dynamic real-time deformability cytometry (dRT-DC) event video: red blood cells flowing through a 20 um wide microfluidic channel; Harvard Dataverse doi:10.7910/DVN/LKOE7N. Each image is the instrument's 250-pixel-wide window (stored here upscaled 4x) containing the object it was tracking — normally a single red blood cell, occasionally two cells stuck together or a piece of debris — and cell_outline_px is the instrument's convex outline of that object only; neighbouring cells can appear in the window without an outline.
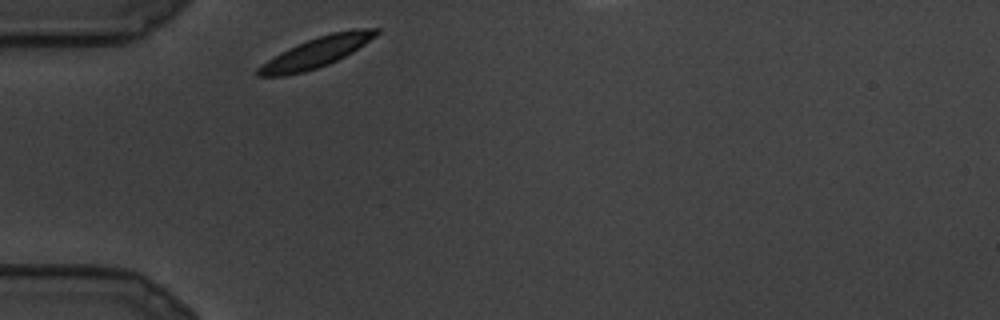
{"species": "common noctule bat (a hibernating species)", "species_latin": "Nyctalus noctula", "temperature_condition": "cold", "stored_images_in_passage": 13, "segment_of_instrument_passage": [1, 2], "camera_frame_rate_fps": 3000, "um_per_image_px": 0.085, "animal": {"sex": "male", "body_mass_g": 19.5, "forearm_length_mm": 54.6}, "frame": {"image": 1, "passage_image": 1, "time_ms": 0.0, "image_size_px": [1000, 320], "cell_outline_px": [[380, 32], [376, 36], [352, 52], [328, 64], [304, 72], [284, 76], [256, 76], [256, 68], [280, 52], [288, 48], [308, 40], [332, 32], [352, 28], [380, 28]], "centroid_in_image_um": [26.9, 4.44], "position_along_channel_um": 58.1, "area_um2": 20.63}}
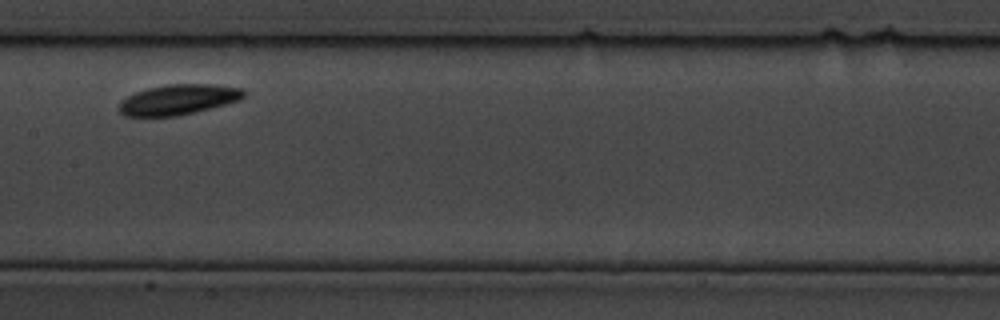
{"frame": {"image": 2, "passage_image": 7, "time_ms": 2.0, "image_size_px": [1000, 320], "cell_outline_px": [[244, 96], [240, 100], [176, 116], [124, 116], [120, 112], [120, 100], [136, 92], [148, 88], [168, 84], [212, 84], [240, 88], [244, 92]], "centroid_in_image_um": [15.12, 8.46], "position_along_channel_um": 192.3, "area_um2": 21.62}}
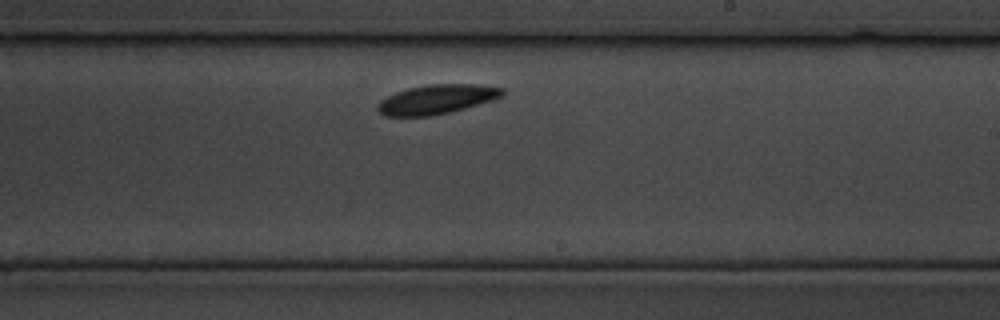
{"frame": {"image": 3, "passage_image": 10, "time_ms": 3.0, "image_size_px": [1000, 320], "cell_outline_px": [[504, 96], [492, 100], [464, 108], [432, 116], [384, 116], [376, 108], [376, 104], [380, 100], [396, 92], [408, 88], [428, 84], [476, 84], [504, 88]], "centroid_in_image_um": [37.1, 8.44], "position_along_channel_um": 251.9, "area_um2": 21.33}}